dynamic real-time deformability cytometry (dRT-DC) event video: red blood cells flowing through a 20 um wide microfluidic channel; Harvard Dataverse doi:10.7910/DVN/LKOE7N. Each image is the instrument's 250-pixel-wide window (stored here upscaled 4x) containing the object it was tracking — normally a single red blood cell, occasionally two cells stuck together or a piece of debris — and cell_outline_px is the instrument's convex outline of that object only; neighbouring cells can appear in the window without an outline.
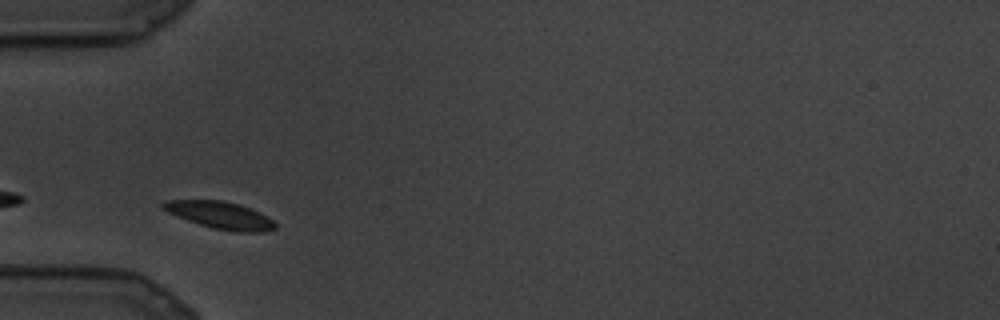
{"species": "common noctule bat (a hibernating species)", "species_latin": "Nyctalus noctula", "temperature_condition": "cold", "stored_images_in_passage": 52, "camera_frame_rate_fps": 3000, "um_per_image_px": 0.085, "animal": {"sex": "male", "body_mass_g": 19.5, "forearm_length_mm": 54.6}, "frame": {"image": 1, "passage_image": 1, "time_ms": 0.0, "image_size_px": [1000, 320], "cell_outline_px": [[276, 228], [268, 232], [240, 232], [212, 228], [188, 220], [168, 212], [160, 208], [160, 204], [168, 200], [224, 200], [240, 204], [260, 212], [272, 220], [276, 224]], "centroid_in_image_um": [18.74, 18.29], "position_along_channel_um": 66.3, "area_um2": 17.8}}
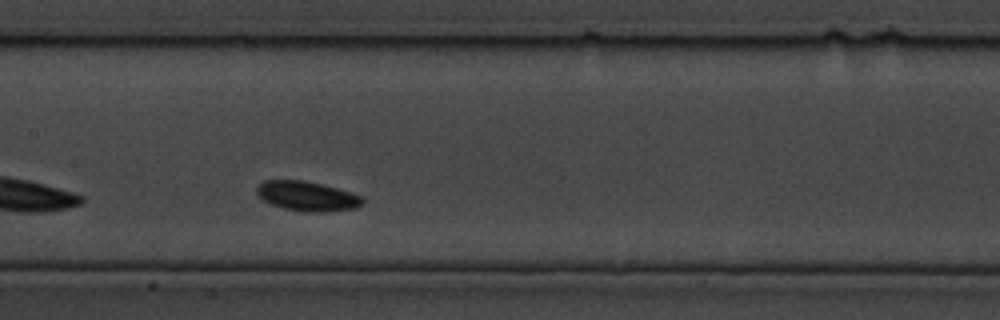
{"frame": {"image": 2, "passage_image": 18, "time_ms": 5.667, "image_size_px": [1000, 320], "cell_outline_px": [[364, 204], [356, 208], [324, 212], [308, 212], [284, 208], [272, 204], [264, 200], [256, 192], [256, 188], [264, 180], [304, 180], [352, 192], [364, 196]], "centroid_in_image_um": [26.16, 16.67], "position_along_channel_um": 181.2, "area_um2": 18.26}}
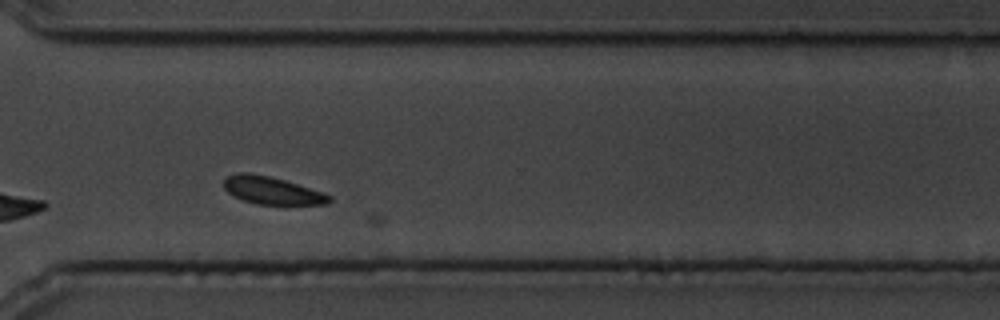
{"frame": {"image": 3, "passage_image": 42, "time_ms": 13.667, "image_size_px": [1000, 320], "cell_outline_px": [[332, 200], [328, 204], [256, 204], [244, 200], [228, 192], [224, 188], [224, 180], [228, 176], [236, 172], [248, 172], [268, 176], [284, 180], [332, 196]], "centroid_in_image_um": [23.09, 16.18], "position_along_channel_um": 347.5, "area_um2": 16.59}}